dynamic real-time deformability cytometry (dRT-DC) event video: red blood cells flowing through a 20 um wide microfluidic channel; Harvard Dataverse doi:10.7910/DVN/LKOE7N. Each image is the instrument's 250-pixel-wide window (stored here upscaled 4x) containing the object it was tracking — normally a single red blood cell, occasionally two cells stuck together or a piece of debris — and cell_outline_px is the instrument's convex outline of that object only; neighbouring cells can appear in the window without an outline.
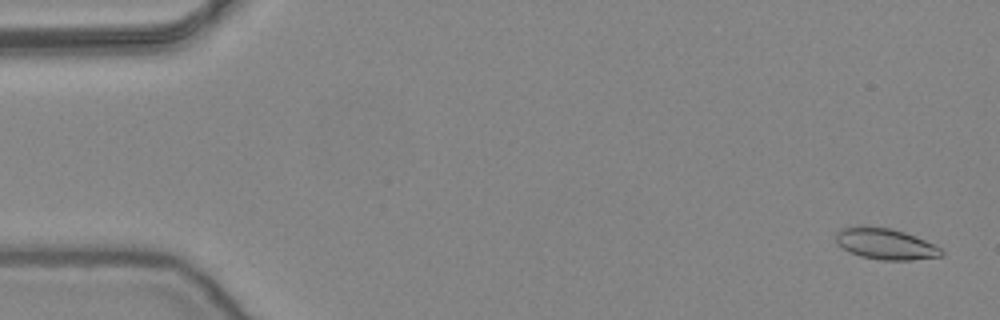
{"species": "common noctule bat (a hibernating species)", "species_latin": "Nyctalus noctula", "temperature_condition": "warm", "stored_images_in_passage": 54, "camera_frame_rate_fps": 3000, "um_per_image_px": 0.085, "animal": {"sex": "female", "body_mass_g": 24.6, "forearm_length_mm": 56.2}, "frame": {"image": 1, "passage_image": 2, "time_ms": 0.333, "image_size_px": [1000, 320], "cell_outline_px": [[944, 252], [940, 256], [912, 260], [880, 260], [860, 256], [836, 244], [836, 232], [844, 228], [864, 224], [868, 224], [892, 228], [916, 236], [940, 248]], "centroid_in_image_um": [75.23, 20.7], "position_along_channel_um": 9.8, "area_um2": 19.25}}
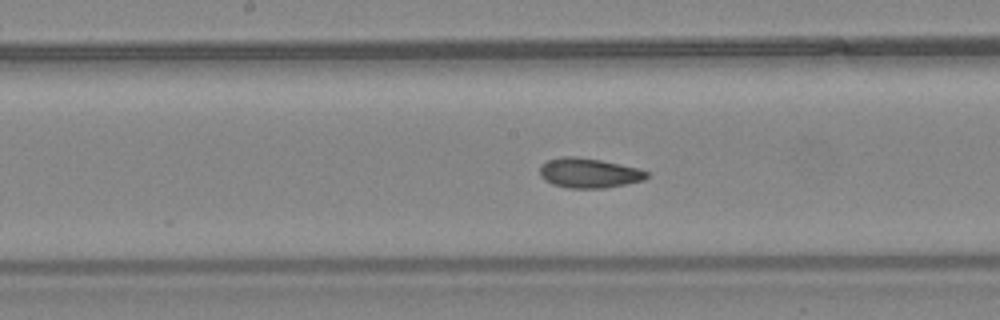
{"frame": {"image": 2, "passage_image": 27, "time_ms": 8.667, "image_size_px": [1000, 320], "cell_outline_px": [[648, 176], [644, 180], [604, 188], [568, 188], [552, 184], [544, 180], [540, 176], [540, 164], [548, 160], [560, 156], [576, 156], [600, 160], [636, 168], [648, 172]], "centroid_in_image_um": [50.0, 14.7], "position_along_channel_um": 198.2, "area_um2": 18.5}}
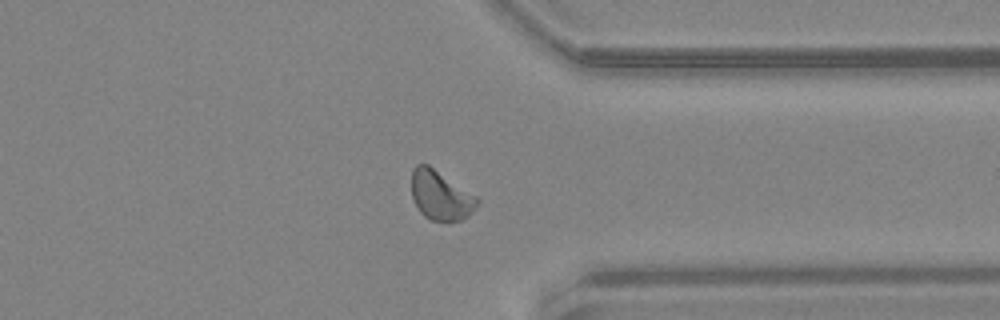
{"frame": {"image": 3, "passage_image": 41, "time_ms": 13.333, "image_size_px": [1000, 320], "cell_outline_px": [[480, 204], [468, 216], [460, 220], [448, 224], [432, 220], [424, 216], [420, 212], [412, 196], [412, 168], [416, 164], [428, 164], [476, 196], [480, 200]], "centroid_in_image_um": [37.47, 16.64], "position_along_channel_um": 373.9, "area_um2": 19.13}, "authors_computed_cell_mechanics": {"area_um2": 18.6694, "velocity_mm_per_s": 3.8747, "shape_relaxation_time_tau1_ms": 11.1736, "shape_relaxation_time_tau2_ms": 1.6581, "deformation_change_tau1": 0.1721, "deformation_change_tau2": 0.0573}}